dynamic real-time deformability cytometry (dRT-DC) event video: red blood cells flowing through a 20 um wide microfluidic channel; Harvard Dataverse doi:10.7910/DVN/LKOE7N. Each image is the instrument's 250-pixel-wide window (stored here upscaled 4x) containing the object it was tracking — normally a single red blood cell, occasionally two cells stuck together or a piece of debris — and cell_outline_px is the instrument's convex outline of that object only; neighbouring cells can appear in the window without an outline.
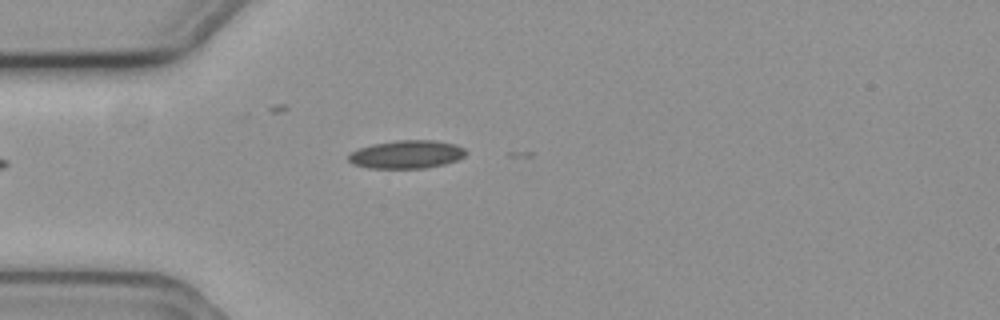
{"species": "common noctule bat (a hibernating species)", "species_latin": "Nyctalus noctula", "temperature_condition": "cold", "stored_images_in_passage": 7, "camera_frame_rate_fps": 3000, "um_per_image_px": 0.085, "animal": {"sex": "female", "body_mass_g": 19.3, "forearm_length_mm": 54.1}, "frame": {"image": 1, "passage_image": 7, "time_ms": 2.0, "image_size_px": [1000, 320], "cell_outline_px": [[468, 152], [464, 156], [456, 160], [444, 164], [424, 168], [368, 168], [352, 164], [348, 160], [348, 156], [352, 152], [360, 148], [372, 144], [396, 140], [436, 140], [456, 144], [464, 148]], "centroid_in_image_um": [34.57, 13.12], "position_along_channel_um": 50.4, "area_um2": 19.31}}